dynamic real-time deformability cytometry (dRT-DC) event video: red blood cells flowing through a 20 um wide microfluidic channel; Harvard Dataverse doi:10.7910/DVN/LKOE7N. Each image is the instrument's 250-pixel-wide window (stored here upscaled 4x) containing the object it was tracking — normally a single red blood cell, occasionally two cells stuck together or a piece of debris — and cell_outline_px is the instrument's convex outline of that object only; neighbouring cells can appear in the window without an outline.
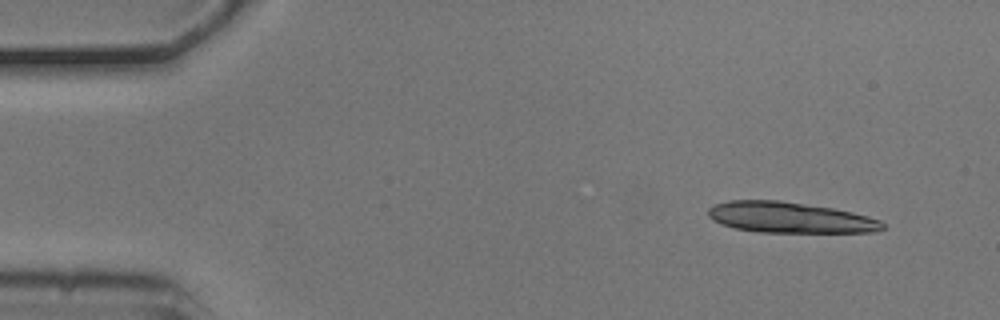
{"species": "common noctule bat (a hibernating species)", "species_latin": "Nyctalus noctula", "temperature_condition": "cold", "stored_images_in_passage": 4, "camera_frame_rate_fps": 3000, "um_per_image_px": 0.085, "animal": {"sex": "male", "body_mass_g": 20.5, "forearm_length_mm": 52.5}, "frame": {"image": 1, "passage_image": 1, "time_ms": 0.0, "image_size_px": [1000, 320], "cell_outline_px": [[884, 228], [876, 232], [760, 232], [736, 228], [712, 220], [708, 216], [708, 208], [716, 204], [728, 200], [780, 200], [832, 208], [852, 212], [868, 216], [880, 220], [884, 224]], "centroid_in_image_um": [67.15, 18.48], "position_along_channel_um": 17.9, "area_um2": 31.15}}